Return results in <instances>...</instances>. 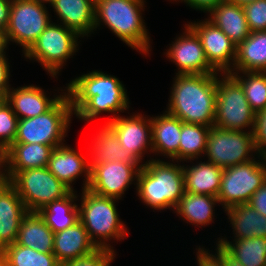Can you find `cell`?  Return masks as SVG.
Returning a JSON list of instances; mask_svg holds the SVG:
<instances>
[{
	"instance_id": "10",
	"label": "cell",
	"mask_w": 266,
	"mask_h": 266,
	"mask_svg": "<svg viewBox=\"0 0 266 266\" xmlns=\"http://www.w3.org/2000/svg\"><path fill=\"white\" fill-rule=\"evenodd\" d=\"M255 156L260 160H256ZM253 157L249 162L223 169L217 196L223 209L248 203L254 192L266 181V159L258 154Z\"/></svg>"
},
{
	"instance_id": "45",
	"label": "cell",
	"mask_w": 266,
	"mask_h": 266,
	"mask_svg": "<svg viewBox=\"0 0 266 266\" xmlns=\"http://www.w3.org/2000/svg\"><path fill=\"white\" fill-rule=\"evenodd\" d=\"M11 0H0V31H6L9 23Z\"/></svg>"
},
{
	"instance_id": "19",
	"label": "cell",
	"mask_w": 266,
	"mask_h": 266,
	"mask_svg": "<svg viewBox=\"0 0 266 266\" xmlns=\"http://www.w3.org/2000/svg\"><path fill=\"white\" fill-rule=\"evenodd\" d=\"M44 92L45 90L34 84L15 89L12 87L5 99L12 106L18 119L32 118L50 110L66 93L49 98Z\"/></svg>"
},
{
	"instance_id": "23",
	"label": "cell",
	"mask_w": 266,
	"mask_h": 266,
	"mask_svg": "<svg viewBox=\"0 0 266 266\" xmlns=\"http://www.w3.org/2000/svg\"><path fill=\"white\" fill-rule=\"evenodd\" d=\"M208 13L210 17L207 19L221 29L234 44L238 45L250 35L243 6L222 0Z\"/></svg>"
},
{
	"instance_id": "50",
	"label": "cell",
	"mask_w": 266,
	"mask_h": 266,
	"mask_svg": "<svg viewBox=\"0 0 266 266\" xmlns=\"http://www.w3.org/2000/svg\"><path fill=\"white\" fill-rule=\"evenodd\" d=\"M40 4H46V3H49V5H51L52 1L53 0H34Z\"/></svg>"
},
{
	"instance_id": "13",
	"label": "cell",
	"mask_w": 266,
	"mask_h": 266,
	"mask_svg": "<svg viewBox=\"0 0 266 266\" xmlns=\"http://www.w3.org/2000/svg\"><path fill=\"white\" fill-rule=\"evenodd\" d=\"M142 166L115 161L90 165L88 189L100 196L120 200L133 182L137 184Z\"/></svg>"
},
{
	"instance_id": "38",
	"label": "cell",
	"mask_w": 266,
	"mask_h": 266,
	"mask_svg": "<svg viewBox=\"0 0 266 266\" xmlns=\"http://www.w3.org/2000/svg\"><path fill=\"white\" fill-rule=\"evenodd\" d=\"M115 252L108 249H98L88 256L64 262L60 266H110L115 259Z\"/></svg>"
},
{
	"instance_id": "2",
	"label": "cell",
	"mask_w": 266,
	"mask_h": 266,
	"mask_svg": "<svg viewBox=\"0 0 266 266\" xmlns=\"http://www.w3.org/2000/svg\"><path fill=\"white\" fill-rule=\"evenodd\" d=\"M171 89L168 113L185 123L214 125L216 74H176Z\"/></svg>"
},
{
	"instance_id": "35",
	"label": "cell",
	"mask_w": 266,
	"mask_h": 266,
	"mask_svg": "<svg viewBox=\"0 0 266 266\" xmlns=\"http://www.w3.org/2000/svg\"><path fill=\"white\" fill-rule=\"evenodd\" d=\"M9 266H60L53 253H43L16 243L3 249Z\"/></svg>"
},
{
	"instance_id": "46",
	"label": "cell",
	"mask_w": 266,
	"mask_h": 266,
	"mask_svg": "<svg viewBox=\"0 0 266 266\" xmlns=\"http://www.w3.org/2000/svg\"><path fill=\"white\" fill-rule=\"evenodd\" d=\"M222 259L224 260V266H244L238 260L232 258L223 248H222Z\"/></svg>"
},
{
	"instance_id": "15",
	"label": "cell",
	"mask_w": 266,
	"mask_h": 266,
	"mask_svg": "<svg viewBox=\"0 0 266 266\" xmlns=\"http://www.w3.org/2000/svg\"><path fill=\"white\" fill-rule=\"evenodd\" d=\"M185 32L170 44L166 54L177 65L178 75L219 74L208 62L201 41L196 33L185 24Z\"/></svg>"
},
{
	"instance_id": "20",
	"label": "cell",
	"mask_w": 266,
	"mask_h": 266,
	"mask_svg": "<svg viewBox=\"0 0 266 266\" xmlns=\"http://www.w3.org/2000/svg\"><path fill=\"white\" fill-rule=\"evenodd\" d=\"M96 250L98 248L80 221L54 233L53 254L60 264L88 256Z\"/></svg>"
},
{
	"instance_id": "14",
	"label": "cell",
	"mask_w": 266,
	"mask_h": 266,
	"mask_svg": "<svg viewBox=\"0 0 266 266\" xmlns=\"http://www.w3.org/2000/svg\"><path fill=\"white\" fill-rule=\"evenodd\" d=\"M188 23L199 37L209 64L218 73H229L235 65L237 45L208 19Z\"/></svg>"
},
{
	"instance_id": "39",
	"label": "cell",
	"mask_w": 266,
	"mask_h": 266,
	"mask_svg": "<svg viewBox=\"0 0 266 266\" xmlns=\"http://www.w3.org/2000/svg\"><path fill=\"white\" fill-rule=\"evenodd\" d=\"M253 137L257 154L266 159V109L256 113Z\"/></svg>"
},
{
	"instance_id": "51",
	"label": "cell",
	"mask_w": 266,
	"mask_h": 266,
	"mask_svg": "<svg viewBox=\"0 0 266 266\" xmlns=\"http://www.w3.org/2000/svg\"><path fill=\"white\" fill-rule=\"evenodd\" d=\"M5 100V97L3 95H0V104Z\"/></svg>"
},
{
	"instance_id": "43",
	"label": "cell",
	"mask_w": 266,
	"mask_h": 266,
	"mask_svg": "<svg viewBox=\"0 0 266 266\" xmlns=\"http://www.w3.org/2000/svg\"><path fill=\"white\" fill-rule=\"evenodd\" d=\"M180 1V0H171ZM185 2L187 6L205 13L209 12L211 9L216 7L222 0H181L180 2Z\"/></svg>"
},
{
	"instance_id": "18",
	"label": "cell",
	"mask_w": 266,
	"mask_h": 266,
	"mask_svg": "<svg viewBox=\"0 0 266 266\" xmlns=\"http://www.w3.org/2000/svg\"><path fill=\"white\" fill-rule=\"evenodd\" d=\"M27 213L16 189L8 181L0 183V249L16 242L21 221Z\"/></svg>"
},
{
	"instance_id": "31",
	"label": "cell",
	"mask_w": 266,
	"mask_h": 266,
	"mask_svg": "<svg viewBox=\"0 0 266 266\" xmlns=\"http://www.w3.org/2000/svg\"><path fill=\"white\" fill-rule=\"evenodd\" d=\"M75 192L71 191L67 196L48 203L38 211L54 233L70 228L79 221L78 205L74 202L77 201L78 194Z\"/></svg>"
},
{
	"instance_id": "40",
	"label": "cell",
	"mask_w": 266,
	"mask_h": 266,
	"mask_svg": "<svg viewBox=\"0 0 266 266\" xmlns=\"http://www.w3.org/2000/svg\"><path fill=\"white\" fill-rule=\"evenodd\" d=\"M215 254L208 252L209 249L196 248L198 251L197 255V265L198 266H224V260L222 259V247L216 243Z\"/></svg>"
},
{
	"instance_id": "42",
	"label": "cell",
	"mask_w": 266,
	"mask_h": 266,
	"mask_svg": "<svg viewBox=\"0 0 266 266\" xmlns=\"http://www.w3.org/2000/svg\"><path fill=\"white\" fill-rule=\"evenodd\" d=\"M7 59L6 55L0 56V95H3L5 98L10 89V63H8Z\"/></svg>"
},
{
	"instance_id": "44",
	"label": "cell",
	"mask_w": 266,
	"mask_h": 266,
	"mask_svg": "<svg viewBox=\"0 0 266 266\" xmlns=\"http://www.w3.org/2000/svg\"><path fill=\"white\" fill-rule=\"evenodd\" d=\"M7 181H8V148L3 143L0 142V183H5Z\"/></svg>"
},
{
	"instance_id": "41",
	"label": "cell",
	"mask_w": 266,
	"mask_h": 266,
	"mask_svg": "<svg viewBox=\"0 0 266 266\" xmlns=\"http://www.w3.org/2000/svg\"><path fill=\"white\" fill-rule=\"evenodd\" d=\"M248 204L258 213L266 216V181L254 192Z\"/></svg>"
},
{
	"instance_id": "26",
	"label": "cell",
	"mask_w": 266,
	"mask_h": 266,
	"mask_svg": "<svg viewBox=\"0 0 266 266\" xmlns=\"http://www.w3.org/2000/svg\"><path fill=\"white\" fill-rule=\"evenodd\" d=\"M58 146L38 143H13L8 148V180L19 171L47 167L52 151Z\"/></svg>"
},
{
	"instance_id": "12",
	"label": "cell",
	"mask_w": 266,
	"mask_h": 266,
	"mask_svg": "<svg viewBox=\"0 0 266 266\" xmlns=\"http://www.w3.org/2000/svg\"><path fill=\"white\" fill-rule=\"evenodd\" d=\"M44 4L34 0H11L9 23L5 31L7 43L22 46L23 54L51 23Z\"/></svg>"
},
{
	"instance_id": "47",
	"label": "cell",
	"mask_w": 266,
	"mask_h": 266,
	"mask_svg": "<svg viewBox=\"0 0 266 266\" xmlns=\"http://www.w3.org/2000/svg\"><path fill=\"white\" fill-rule=\"evenodd\" d=\"M8 43L4 31H0V56L6 55Z\"/></svg>"
},
{
	"instance_id": "3",
	"label": "cell",
	"mask_w": 266,
	"mask_h": 266,
	"mask_svg": "<svg viewBox=\"0 0 266 266\" xmlns=\"http://www.w3.org/2000/svg\"><path fill=\"white\" fill-rule=\"evenodd\" d=\"M145 0H95V30L104 23L112 33L134 50L148 54L151 39L141 11Z\"/></svg>"
},
{
	"instance_id": "25",
	"label": "cell",
	"mask_w": 266,
	"mask_h": 266,
	"mask_svg": "<svg viewBox=\"0 0 266 266\" xmlns=\"http://www.w3.org/2000/svg\"><path fill=\"white\" fill-rule=\"evenodd\" d=\"M183 165L185 192L218 196L223 169L207 161Z\"/></svg>"
},
{
	"instance_id": "33",
	"label": "cell",
	"mask_w": 266,
	"mask_h": 266,
	"mask_svg": "<svg viewBox=\"0 0 266 266\" xmlns=\"http://www.w3.org/2000/svg\"><path fill=\"white\" fill-rule=\"evenodd\" d=\"M210 128L201 124L181 121L179 162L189 160L193 163L194 160L204 156Z\"/></svg>"
},
{
	"instance_id": "28",
	"label": "cell",
	"mask_w": 266,
	"mask_h": 266,
	"mask_svg": "<svg viewBox=\"0 0 266 266\" xmlns=\"http://www.w3.org/2000/svg\"><path fill=\"white\" fill-rule=\"evenodd\" d=\"M54 232L38 212H28L22 219L16 244L43 253H53Z\"/></svg>"
},
{
	"instance_id": "37",
	"label": "cell",
	"mask_w": 266,
	"mask_h": 266,
	"mask_svg": "<svg viewBox=\"0 0 266 266\" xmlns=\"http://www.w3.org/2000/svg\"><path fill=\"white\" fill-rule=\"evenodd\" d=\"M243 9L250 32L266 31V0H254Z\"/></svg>"
},
{
	"instance_id": "8",
	"label": "cell",
	"mask_w": 266,
	"mask_h": 266,
	"mask_svg": "<svg viewBox=\"0 0 266 266\" xmlns=\"http://www.w3.org/2000/svg\"><path fill=\"white\" fill-rule=\"evenodd\" d=\"M79 37L74 30L51 21L24 56L36 60L47 74L57 78L68 58L78 52Z\"/></svg>"
},
{
	"instance_id": "4",
	"label": "cell",
	"mask_w": 266,
	"mask_h": 266,
	"mask_svg": "<svg viewBox=\"0 0 266 266\" xmlns=\"http://www.w3.org/2000/svg\"><path fill=\"white\" fill-rule=\"evenodd\" d=\"M172 162L150 158L139 171L137 196L153 210H174L185 193L183 165Z\"/></svg>"
},
{
	"instance_id": "32",
	"label": "cell",
	"mask_w": 266,
	"mask_h": 266,
	"mask_svg": "<svg viewBox=\"0 0 266 266\" xmlns=\"http://www.w3.org/2000/svg\"><path fill=\"white\" fill-rule=\"evenodd\" d=\"M218 240L217 243L244 266H266V238L234 239L229 242L219 237Z\"/></svg>"
},
{
	"instance_id": "29",
	"label": "cell",
	"mask_w": 266,
	"mask_h": 266,
	"mask_svg": "<svg viewBox=\"0 0 266 266\" xmlns=\"http://www.w3.org/2000/svg\"><path fill=\"white\" fill-rule=\"evenodd\" d=\"M224 211L232 224L235 239L266 238V216L258 213L248 203L233 205Z\"/></svg>"
},
{
	"instance_id": "21",
	"label": "cell",
	"mask_w": 266,
	"mask_h": 266,
	"mask_svg": "<svg viewBox=\"0 0 266 266\" xmlns=\"http://www.w3.org/2000/svg\"><path fill=\"white\" fill-rule=\"evenodd\" d=\"M60 23L82 38L95 30V0H53L51 3Z\"/></svg>"
},
{
	"instance_id": "30",
	"label": "cell",
	"mask_w": 266,
	"mask_h": 266,
	"mask_svg": "<svg viewBox=\"0 0 266 266\" xmlns=\"http://www.w3.org/2000/svg\"><path fill=\"white\" fill-rule=\"evenodd\" d=\"M216 204L219 205L217 197L185 192L174 208V213L180 215L179 217L187 223L203 227L214 222L215 212L213 211Z\"/></svg>"
},
{
	"instance_id": "36",
	"label": "cell",
	"mask_w": 266,
	"mask_h": 266,
	"mask_svg": "<svg viewBox=\"0 0 266 266\" xmlns=\"http://www.w3.org/2000/svg\"><path fill=\"white\" fill-rule=\"evenodd\" d=\"M18 118L6 99L0 104V142L9 148L17 135Z\"/></svg>"
},
{
	"instance_id": "34",
	"label": "cell",
	"mask_w": 266,
	"mask_h": 266,
	"mask_svg": "<svg viewBox=\"0 0 266 266\" xmlns=\"http://www.w3.org/2000/svg\"><path fill=\"white\" fill-rule=\"evenodd\" d=\"M228 73L231 74L243 87L246 99L251 109L258 113L266 109V72L252 71Z\"/></svg>"
},
{
	"instance_id": "27",
	"label": "cell",
	"mask_w": 266,
	"mask_h": 266,
	"mask_svg": "<svg viewBox=\"0 0 266 266\" xmlns=\"http://www.w3.org/2000/svg\"><path fill=\"white\" fill-rule=\"evenodd\" d=\"M252 71L266 72V31L250 32L237 45L235 65L229 73Z\"/></svg>"
},
{
	"instance_id": "11",
	"label": "cell",
	"mask_w": 266,
	"mask_h": 266,
	"mask_svg": "<svg viewBox=\"0 0 266 266\" xmlns=\"http://www.w3.org/2000/svg\"><path fill=\"white\" fill-rule=\"evenodd\" d=\"M254 152L257 154L253 131L210 128L204 154L207 161L224 169L253 160Z\"/></svg>"
},
{
	"instance_id": "16",
	"label": "cell",
	"mask_w": 266,
	"mask_h": 266,
	"mask_svg": "<svg viewBox=\"0 0 266 266\" xmlns=\"http://www.w3.org/2000/svg\"><path fill=\"white\" fill-rule=\"evenodd\" d=\"M116 134L121 148L128 149L141 162L145 153H153L151 117L133 114L126 118L117 116L105 122Z\"/></svg>"
},
{
	"instance_id": "48",
	"label": "cell",
	"mask_w": 266,
	"mask_h": 266,
	"mask_svg": "<svg viewBox=\"0 0 266 266\" xmlns=\"http://www.w3.org/2000/svg\"><path fill=\"white\" fill-rule=\"evenodd\" d=\"M227 1H229L231 3H235V4L240 5V6H244L248 3H251L254 0H227Z\"/></svg>"
},
{
	"instance_id": "22",
	"label": "cell",
	"mask_w": 266,
	"mask_h": 266,
	"mask_svg": "<svg viewBox=\"0 0 266 266\" xmlns=\"http://www.w3.org/2000/svg\"><path fill=\"white\" fill-rule=\"evenodd\" d=\"M152 148L155 155H163L170 161L179 160L181 120L167 111L151 117Z\"/></svg>"
},
{
	"instance_id": "1",
	"label": "cell",
	"mask_w": 266,
	"mask_h": 266,
	"mask_svg": "<svg viewBox=\"0 0 266 266\" xmlns=\"http://www.w3.org/2000/svg\"><path fill=\"white\" fill-rule=\"evenodd\" d=\"M74 115L83 121H91L102 112L113 113L129 109V98L122 82L115 76L94 70L74 78L65 87ZM116 115V116H115Z\"/></svg>"
},
{
	"instance_id": "9",
	"label": "cell",
	"mask_w": 266,
	"mask_h": 266,
	"mask_svg": "<svg viewBox=\"0 0 266 266\" xmlns=\"http://www.w3.org/2000/svg\"><path fill=\"white\" fill-rule=\"evenodd\" d=\"M8 182L16 189L28 212H38L72 191L47 167L16 172Z\"/></svg>"
},
{
	"instance_id": "24",
	"label": "cell",
	"mask_w": 266,
	"mask_h": 266,
	"mask_svg": "<svg viewBox=\"0 0 266 266\" xmlns=\"http://www.w3.org/2000/svg\"><path fill=\"white\" fill-rule=\"evenodd\" d=\"M90 150V165H97L106 162H123L133 163L135 165L141 162L131 153L130 150L121 148V144L115 132L105 123L91 141Z\"/></svg>"
},
{
	"instance_id": "5",
	"label": "cell",
	"mask_w": 266,
	"mask_h": 266,
	"mask_svg": "<svg viewBox=\"0 0 266 266\" xmlns=\"http://www.w3.org/2000/svg\"><path fill=\"white\" fill-rule=\"evenodd\" d=\"M81 196L79 221L90 239L98 249L115 251L108 242L112 239L123 240L128 235L127 227L120 220L117 211L118 199L100 196L89 189L82 190Z\"/></svg>"
},
{
	"instance_id": "7",
	"label": "cell",
	"mask_w": 266,
	"mask_h": 266,
	"mask_svg": "<svg viewBox=\"0 0 266 266\" xmlns=\"http://www.w3.org/2000/svg\"><path fill=\"white\" fill-rule=\"evenodd\" d=\"M222 78L220 79L219 77ZM256 113L251 109L241 84L231 74H216V111L213 126L236 131H253Z\"/></svg>"
},
{
	"instance_id": "17",
	"label": "cell",
	"mask_w": 266,
	"mask_h": 266,
	"mask_svg": "<svg viewBox=\"0 0 266 266\" xmlns=\"http://www.w3.org/2000/svg\"><path fill=\"white\" fill-rule=\"evenodd\" d=\"M47 169L72 191H74L72 183L84 174L82 190L88 189L91 170L89 159L87 160L69 145L64 144L54 148L48 160Z\"/></svg>"
},
{
	"instance_id": "49",
	"label": "cell",
	"mask_w": 266,
	"mask_h": 266,
	"mask_svg": "<svg viewBox=\"0 0 266 266\" xmlns=\"http://www.w3.org/2000/svg\"><path fill=\"white\" fill-rule=\"evenodd\" d=\"M6 265V256L3 249H0V266Z\"/></svg>"
},
{
	"instance_id": "6",
	"label": "cell",
	"mask_w": 266,
	"mask_h": 266,
	"mask_svg": "<svg viewBox=\"0 0 266 266\" xmlns=\"http://www.w3.org/2000/svg\"><path fill=\"white\" fill-rule=\"evenodd\" d=\"M74 115L67 93L48 111L32 118L18 120L14 143H38L49 146L64 145L67 129Z\"/></svg>"
}]
</instances>
